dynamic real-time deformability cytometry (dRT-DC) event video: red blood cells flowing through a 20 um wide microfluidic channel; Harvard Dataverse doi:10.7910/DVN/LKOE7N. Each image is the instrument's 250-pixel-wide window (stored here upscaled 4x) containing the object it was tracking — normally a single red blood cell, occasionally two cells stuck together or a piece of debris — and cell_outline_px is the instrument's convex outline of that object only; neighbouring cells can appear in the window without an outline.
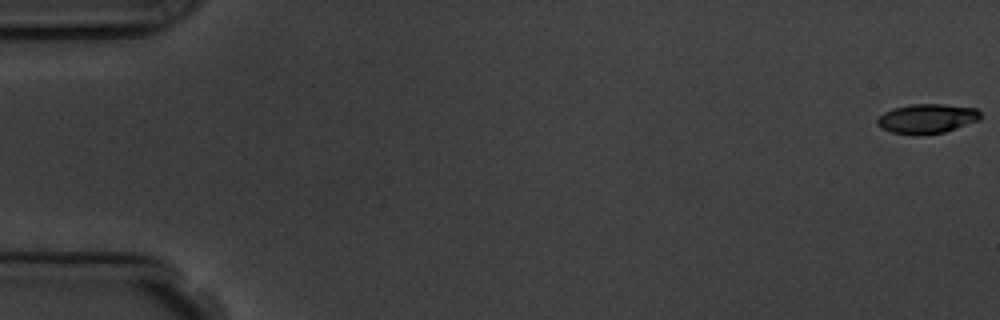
{"species": "common noctule bat (a hibernating species)", "species_latin": "Nyctalus noctula", "temperature_condition": "room temperature", "stored_images_in_passage": 5, "camera_frame_rate_fps": 3000, "um_per_image_px": 0.085, "animal": {"sex": "male", "body_mass_g": 19.5, "forearm_length_mm": 54.6}, "frame": {"image": 1, "passage_image": 1, "time_ms": 0.0, "image_size_px": [1000, 320], "cell_outline_px": [[980, 120], [944, 132], [920, 136], [916, 136], [892, 132], [880, 128], [876, 124], [876, 120], [884, 112], [892, 108], [912, 104], [944, 104], [976, 108], [980, 112]], "centroid_in_image_um": [78.77, 10.09], "position_along_channel_um": 6.2, "area_um2": 17.98}}